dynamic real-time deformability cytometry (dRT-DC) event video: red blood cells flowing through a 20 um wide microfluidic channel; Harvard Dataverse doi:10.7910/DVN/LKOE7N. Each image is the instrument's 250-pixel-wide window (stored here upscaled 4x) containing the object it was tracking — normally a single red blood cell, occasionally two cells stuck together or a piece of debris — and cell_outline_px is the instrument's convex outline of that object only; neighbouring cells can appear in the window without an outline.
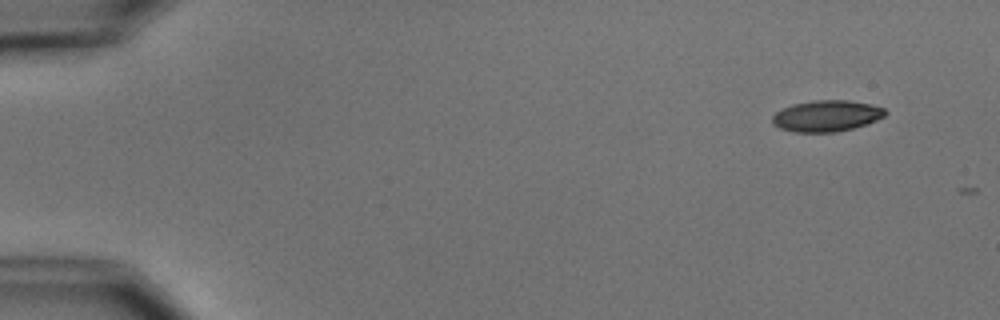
{"species": "common noctule bat (a hibernating species)", "species_latin": "Nyctalus noctula", "temperature_condition": "cold", "stored_images_in_passage": 9, "camera_frame_rate_fps": 3000, "um_per_image_px": 0.085, "animal": {"sex": "male", "body_mass_g": 15.6}, "frame": {"image": 1, "passage_image": 1, "time_ms": 0.0, "image_size_px": [1000, 320], "cell_outline_px": [[888, 112], [884, 116], [876, 120], [852, 128], [836, 132], [796, 132], [780, 128], [772, 124], [772, 116], [776, 112], [792, 104], [816, 100], [848, 100], [872, 104], [884, 108]], "centroid_in_image_um": [70.26, 9.84], "position_along_channel_um": 14.7, "area_um2": 20.46}}
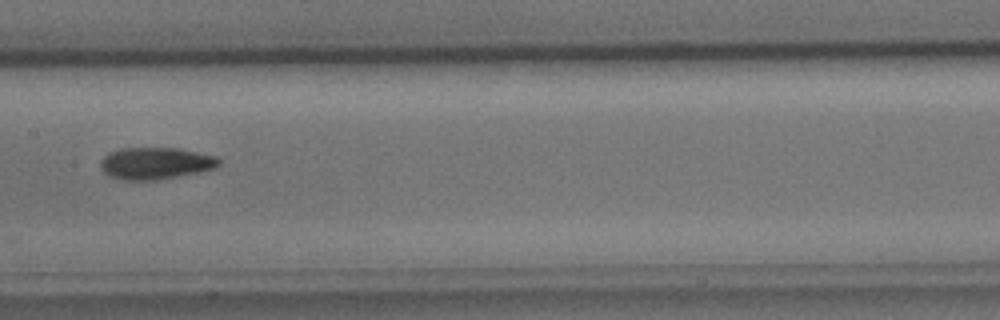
{"frame": {"image": 2, "passage_image": 8, "time_ms": 8.0, "image_size_px": [1000, 320], "cell_outline_px": [[220, 164], [216, 168], [200, 172], [156, 180], [124, 180], [108, 176], [100, 168], [100, 160], [108, 152], [120, 148], [176, 148], [216, 156], [220, 160]], "centroid_in_image_um": [13.19, 13.88], "position_along_channel_um": 194.2, "area_um2": 22.14}}